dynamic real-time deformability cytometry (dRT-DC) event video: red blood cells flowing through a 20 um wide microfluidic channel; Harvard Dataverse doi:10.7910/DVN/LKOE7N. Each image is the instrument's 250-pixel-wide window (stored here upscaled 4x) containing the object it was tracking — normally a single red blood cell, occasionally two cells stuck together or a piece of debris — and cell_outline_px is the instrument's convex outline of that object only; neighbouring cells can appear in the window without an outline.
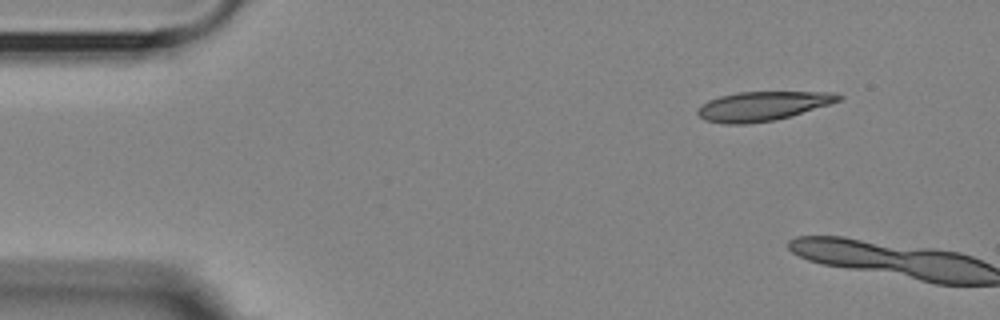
{"species": "Egyptian fruit bat (a non-hibernating species)", "species_latin": "Rousettus aegyptiacus", "temperature_condition": "room temperature", "stored_images_in_passage": 2, "camera_frame_rate_fps": 3000, "um_per_image_px": 0.085, "animal": {"sex": "female"}, "frame": {"image": 1, "passage_image": 1, "time_ms": 0.0, "image_size_px": [1000, 320], "cell_outline_px": [[844, 96], [840, 100], [828, 104], [776, 120], [748, 124], [724, 124], [704, 120], [696, 112], [696, 108], [708, 100], [720, 96], [736, 92], [836, 92]], "centroid_in_image_um": [64.77, 9.02], "position_along_channel_um": 20.2, "area_um2": 23.99}}